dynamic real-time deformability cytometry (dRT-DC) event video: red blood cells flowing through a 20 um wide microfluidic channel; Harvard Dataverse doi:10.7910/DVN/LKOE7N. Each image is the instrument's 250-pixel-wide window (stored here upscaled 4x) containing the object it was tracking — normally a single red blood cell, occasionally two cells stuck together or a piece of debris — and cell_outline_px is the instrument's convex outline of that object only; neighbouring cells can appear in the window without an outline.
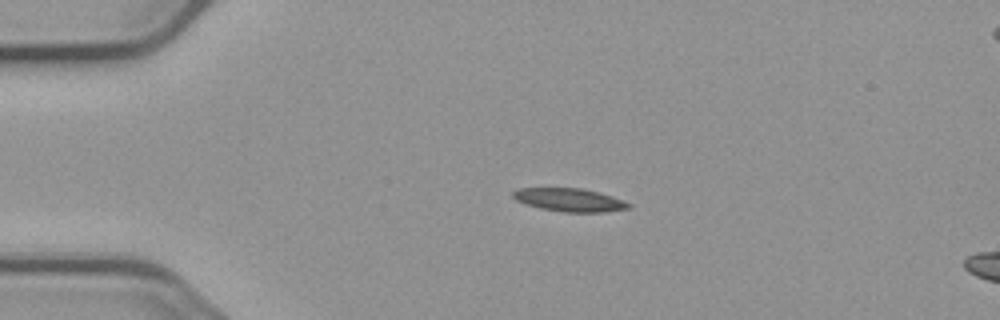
{"species": "common noctule bat (a hibernating species)", "species_latin": "Nyctalus noctula", "temperature_condition": "cold", "stored_images_in_passage": 3, "camera_frame_rate_fps": 3000, "um_per_image_px": 0.085, "animal": {"sex": "male", "body_mass_g": 23.1, "forearm_length_mm": 52.7}, "frame": {"image": 1, "passage_image": 1, "time_ms": 0.0, "image_size_px": [1000, 320], "cell_outline_px": [[632, 204], [628, 208], [604, 212], [564, 212], [540, 208], [516, 200], [512, 196], [512, 192], [516, 188], [584, 188], [600, 192], [624, 200]], "centroid_in_image_um": [48.42, 16.98], "position_along_channel_um": 36.6, "area_um2": 15.66}}